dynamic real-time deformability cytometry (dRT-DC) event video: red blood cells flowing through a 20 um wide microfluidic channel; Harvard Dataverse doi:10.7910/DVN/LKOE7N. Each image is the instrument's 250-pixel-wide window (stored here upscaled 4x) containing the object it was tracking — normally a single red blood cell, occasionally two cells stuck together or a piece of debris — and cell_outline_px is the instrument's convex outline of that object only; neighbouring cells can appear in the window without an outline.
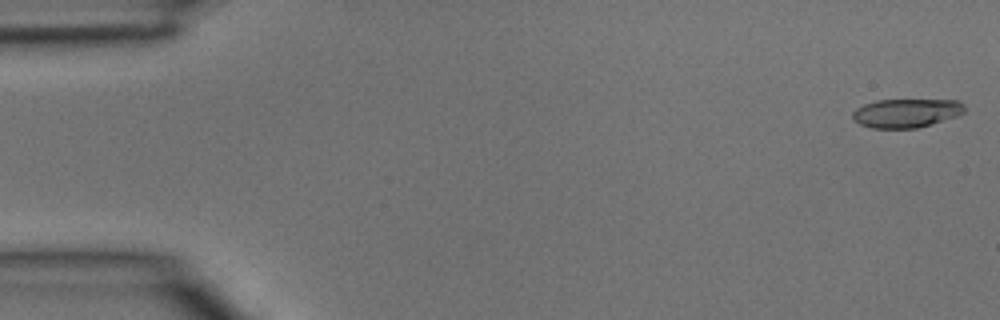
{"species": "common noctule bat (a hibernating species)", "species_latin": "Nyctalus noctula", "temperature_condition": "room temperature", "stored_images_in_passage": 4, "camera_frame_rate_fps": 3000, "um_per_image_px": 0.085, "animal": {"sex": "male", "body_mass_g": 15.6}, "frame": {"image": 1, "passage_image": 1, "time_ms": 0.0, "image_size_px": [1000, 320], "cell_outline_px": [[964, 112], [956, 116], [916, 128], [872, 128], [860, 124], [852, 120], [852, 112], [856, 108], [864, 104], [876, 100], [960, 100], [964, 104]], "centroid_in_image_um": [77.0, 9.6], "position_along_channel_um": 8.0, "area_um2": 18.73}}